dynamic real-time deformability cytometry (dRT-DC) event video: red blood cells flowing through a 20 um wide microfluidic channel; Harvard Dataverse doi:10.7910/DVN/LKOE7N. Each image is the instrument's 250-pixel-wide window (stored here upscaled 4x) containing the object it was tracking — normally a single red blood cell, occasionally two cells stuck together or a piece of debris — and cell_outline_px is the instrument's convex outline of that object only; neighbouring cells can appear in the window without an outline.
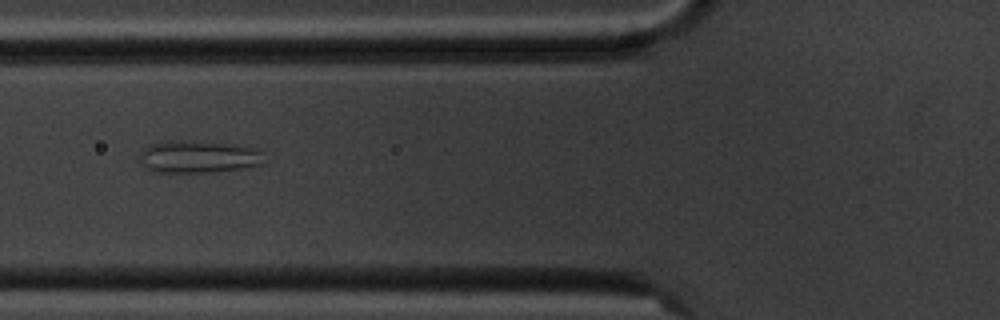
{"species": "common noctule bat (a hibernating species)", "species_latin": "Nyctalus noctula", "temperature_condition": "cold", "stored_images_in_passage": 8, "camera_frame_rate_fps": 3000, "um_per_image_px": 0.085, "animal": {"sex": "male", "body_mass_g": 20.1, "forearm_length_mm": 53.5}, "frame": {"image": 1, "passage_image": 7, "time_ms": 7.333, "image_size_px": [1000, 320], "cell_outline_px": [[264, 152], [260, 164], [244, 168], [212, 172], [156, 172], [148, 168], [140, 160], [140, 152], [144, 148], [152, 144], [168, 140], [172, 140], [224, 144], [252, 148]], "centroid_in_image_um": [16.83, 13.34], "position_along_channel_um": 109.0, "area_um2": 22.83}}